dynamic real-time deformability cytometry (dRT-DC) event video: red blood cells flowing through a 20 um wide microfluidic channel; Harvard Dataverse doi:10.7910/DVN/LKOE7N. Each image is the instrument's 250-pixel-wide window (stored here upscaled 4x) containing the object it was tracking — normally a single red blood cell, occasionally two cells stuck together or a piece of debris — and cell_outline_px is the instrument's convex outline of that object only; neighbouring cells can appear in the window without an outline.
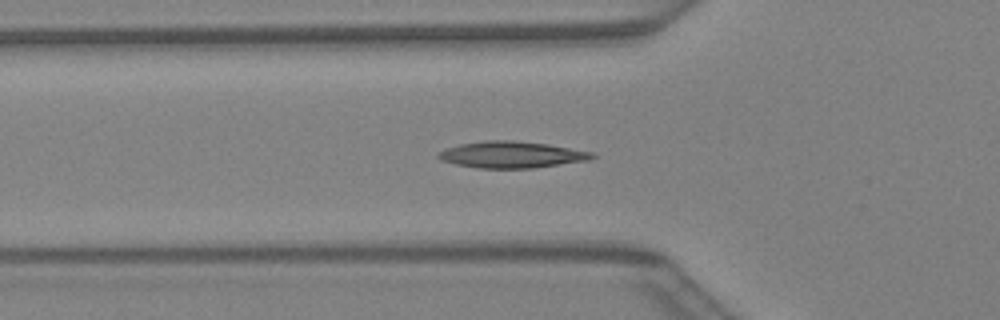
{"species": "Egyptian fruit bat (a non-hibernating species)", "species_latin": "Rousettus aegyptiacus", "temperature_condition": "warm", "stored_images_in_passage": 40, "segment_of_instrument_passage": [1, 2], "camera_frame_rate_fps": 3000, "um_per_image_px": 0.085, "animal": {"sex": "female"}, "frame": {"image": 1, "passage_image": 12, "time_ms": 3.667, "image_size_px": [1000, 320], "cell_outline_px": [[596, 156], [588, 160], [532, 168], [480, 168], [456, 164], [440, 160], [436, 156], [436, 152], [460, 144], [484, 140], [512, 140], [548, 144], [596, 152]], "centroid_in_image_um": [43.48, 13.14], "position_along_channel_um": 82.3, "area_um2": 23.81}}
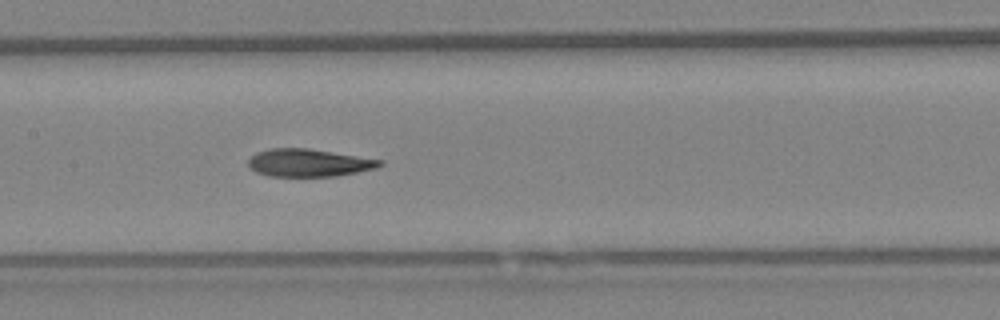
{"frame": {"image": 2, "passage_image": 18, "time_ms": 5.667, "image_size_px": [1000, 320], "cell_outline_px": [[384, 164], [376, 168], [336, 176], [268, 176], [256, 172], [248, 164], [248, 160], [256, 152], [268, 148], [308, 148], [384, 160]], "centroid_in_image_um": [26.25, 13.83], "position_along_channel_um": 181.2, "area_um2": 21.21}}
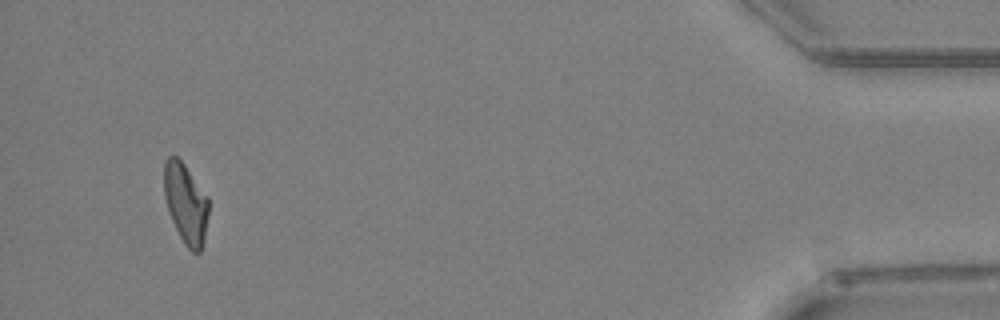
{"frame": {"image": 3, "passage_image": 37, "time_ms": 12.0, "image_size_px": [1000, 320], "cell_outline_px": [[208, 216], [204, 240], [200, 252], [192, 252], [188, 248], [180, 236], [168, 212], [164, 196], [164, 160], [168, 156], [176, 156], [184, 164], [208, 196]], "centroid_in_image_um": [15.78, 17.27], "position_along_channel_um": 419.4, "area_um2": 20.75}}